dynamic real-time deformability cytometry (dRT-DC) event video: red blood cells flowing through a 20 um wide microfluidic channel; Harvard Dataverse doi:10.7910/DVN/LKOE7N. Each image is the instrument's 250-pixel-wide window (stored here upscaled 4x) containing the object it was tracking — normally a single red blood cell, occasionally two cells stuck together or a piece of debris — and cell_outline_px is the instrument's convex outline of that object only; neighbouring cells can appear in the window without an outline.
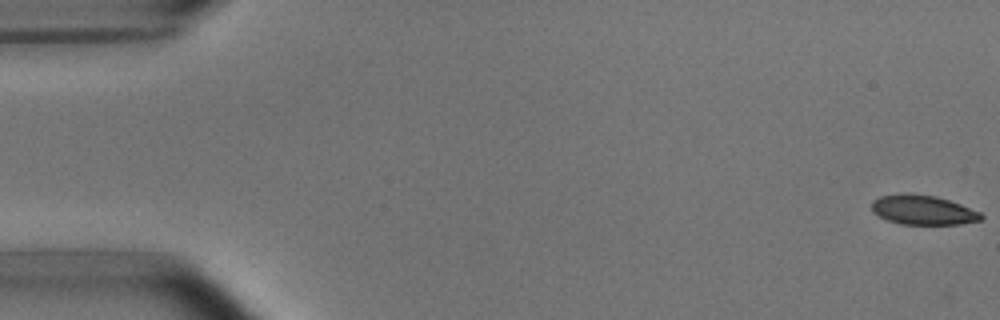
{"species": "common noctule bat (a hibernating species)", "species_latin": "Nyctalus noctula", "temperature_condition": "room temperature", "stored_images_in_passage": 7, "camera_frame_rate_fps": 3000, "um_per_image_px": 0.085, "animal": {"sex": "male", "body_mass_g": 15.6}, "frame": {"image": 1, "passage_image": 1, "time_ms": 0.0, "image_size_px": [1000, 320], "cell_outline_px": [[984, 216], [980, 220], [960, 224], [900, 224], [888, 220], [872, 212], [872, 200], [880, 196], [908, 192], [912, 192], [936, 196], [960, 204], [980, 212]], "centroid_in_image_um": [78.43, 17.83], "position_along_channel_um": 6.6, "area_um2": 18.9}}
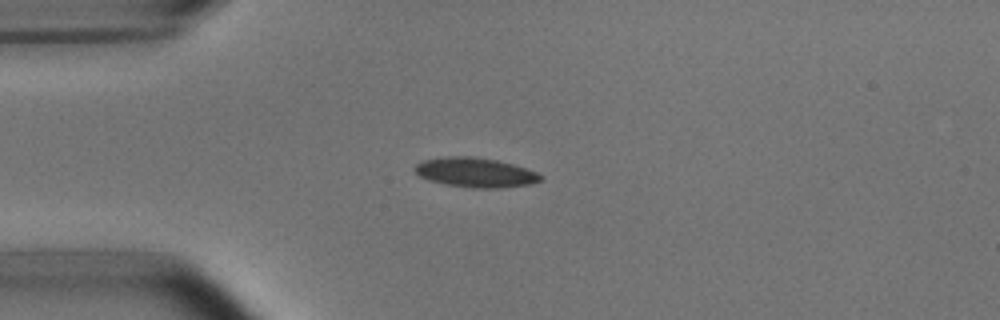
{"frame": {"image": 2, "passage_image": 4, "time_ms": 4.333, "image_size_px": [1000, 320], "cell_outline_px": [[544, 180], [528, 184], [500, 188], [472, 188], [448, 184], [428, 180], [420, 176], [412, 168], [416, 164], [424, 160], [448, 156], [472, 156], [496, 160], [512, 164], [536, 172], [544, 176]], "centroid_in_image_um": [40.41, 14.66], "position_along_channel_um": 44.6, "area_um2": 21.56}}
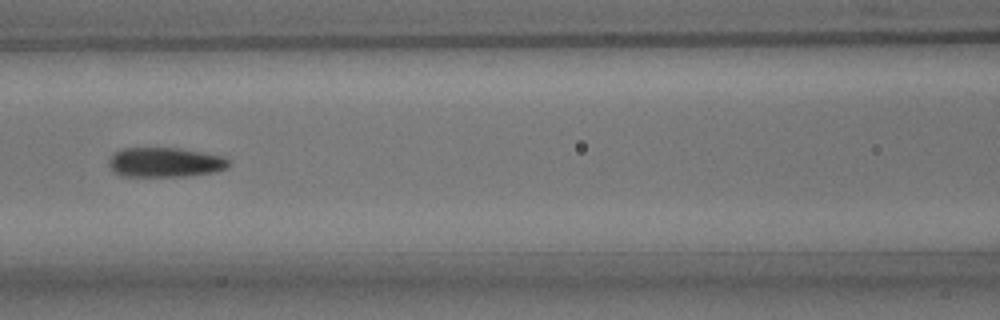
{"frame": {"image": 3, "passage_image": 7, "time_ms": 7.667, "image_size_px": [1000, 320], "cell_outline_px": [[232, 164], [228, 168], [216, 172], [188, 176], [120, 176], [112, 172], [108, 164], [108, 160], [120, 148], [180, 148], [224, 156]], "centroid_in_image_um": [14.05, 13.8], "position_along_channel_um": 152.6, "area_um2": 21.04}}